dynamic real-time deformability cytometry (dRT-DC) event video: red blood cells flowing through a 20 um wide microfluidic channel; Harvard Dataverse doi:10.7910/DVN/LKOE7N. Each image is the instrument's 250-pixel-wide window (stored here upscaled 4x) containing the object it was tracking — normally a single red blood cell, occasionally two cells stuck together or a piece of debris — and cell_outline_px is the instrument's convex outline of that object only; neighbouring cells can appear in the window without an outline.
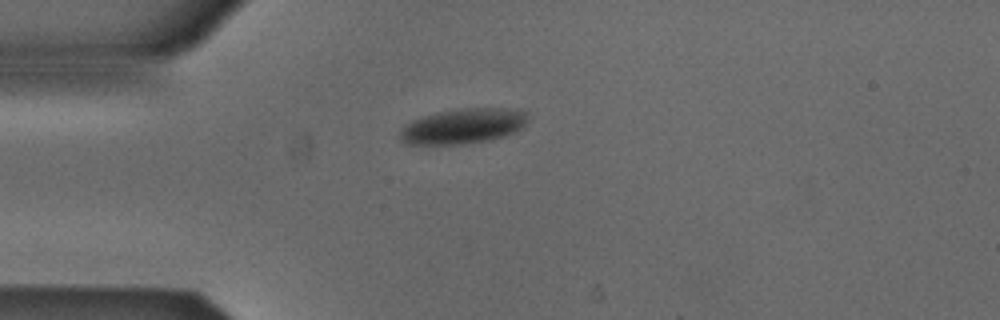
{"species": "Egyptian fruit bat (a non-hibernating species)", "species_latin": "Rousettus aegyptiacus", "temperature_condition": "cold", "stored_images_in_passage": 1, "camera_frame_rate_fps": 3000, "um_per_image_px": 0.085, "animal": {"sex": "male"}, "frame": {"image": 1, "passage_image": 1, "time_ms": 0.0, "image_size_px": [1000, 320], "cell_outline_px": [[528, 120], [524, 128], [516, 132], [492, 140], [464, 144], [404, 144], [400, 140], [400, 128], [404, 124], [412, 120], [436, 112], [464, 108], [520, 108], [528, 112]], "centroid_in_image_um": [39.42, 10.71], "position_along_channel_um": 45.6, "area_um2": 26.82}}